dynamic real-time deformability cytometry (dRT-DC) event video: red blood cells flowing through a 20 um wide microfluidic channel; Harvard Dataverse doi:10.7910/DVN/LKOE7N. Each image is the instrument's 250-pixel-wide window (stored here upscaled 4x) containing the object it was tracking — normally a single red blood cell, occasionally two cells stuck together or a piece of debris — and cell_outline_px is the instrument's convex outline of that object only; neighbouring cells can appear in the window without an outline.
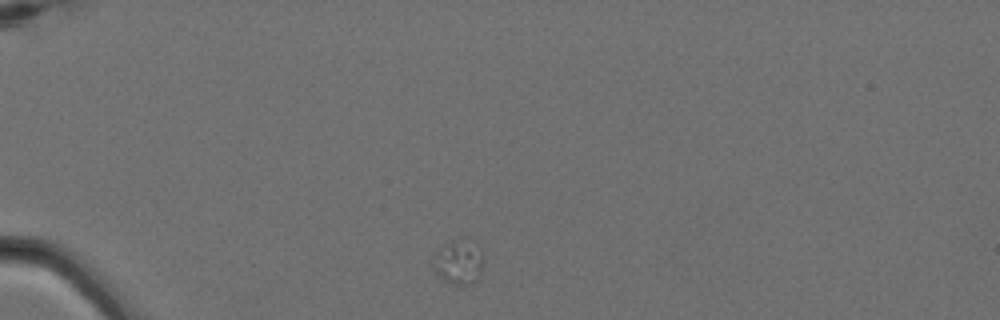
{"species": "Egyptian fruit bat (a non-hibernating species)", "species_latin": "Rousettus aegyptiacus", "temperature_condition": "cold", "stored_images_in_passage": 3, "camera_frame_rate_fps": 3000, "um_per_image_px": 0.085, "animal": {"sex": "female"}, "frame": {"image": 1, "passage_image": 1, "time_ms": 0.0, "image_size_px": [1000, 320], "cell_outline_px": [[484, 264], [476, 280], [472, 284], [448, 284], [436, 272], [436, 252], [452, 240], [484, 256]], "centroid_in_image_um": [38.98, 22.44], "position_along_channel_um": 46.0, "area_um2": 11.44}}